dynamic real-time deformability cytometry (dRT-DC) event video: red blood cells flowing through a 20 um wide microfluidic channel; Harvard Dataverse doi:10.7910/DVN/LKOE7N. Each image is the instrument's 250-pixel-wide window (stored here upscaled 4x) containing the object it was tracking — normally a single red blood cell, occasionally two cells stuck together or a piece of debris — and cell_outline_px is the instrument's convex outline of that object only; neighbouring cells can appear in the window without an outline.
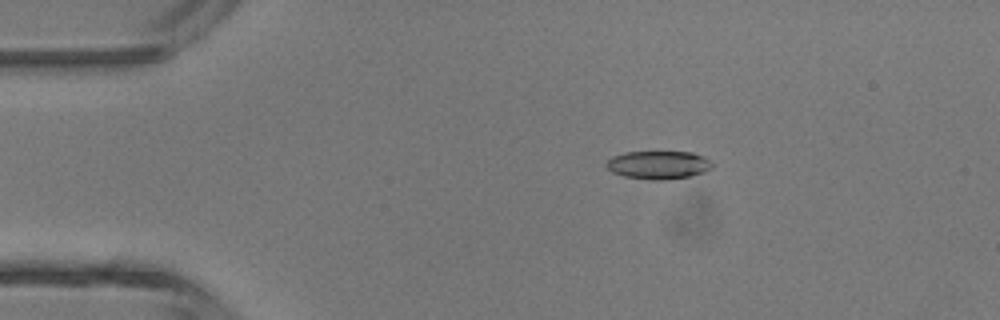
{"species": "common noctule bat (a hibernating species)", "species_latin": "Nyctalus noctula", "temperature_condition": "room temperature", "stored_images_in_passage": 4, "camera_frame_rate_fps": 3000, "um_per_image_px": 0.085, "animal": {"sex": "male", "body_mass_g": 13.3}, "frame": {"image": 1, "passage_image": 3, "time_ms": 2.333, "image_size_px": [1000, 320], "cell_outline_px": [[712, 168], [704, 172], [688, 176], [664, 180], [652, 180], [624, 176], [612, 172], [604, 164], [612, 156], [624, 152], [692, 152], [704, 156], [712, 164]], "centroid_in_image_um": [55.94, 14.01], "position_along_channel_um": 29.1, "area_um2": 17.34}}